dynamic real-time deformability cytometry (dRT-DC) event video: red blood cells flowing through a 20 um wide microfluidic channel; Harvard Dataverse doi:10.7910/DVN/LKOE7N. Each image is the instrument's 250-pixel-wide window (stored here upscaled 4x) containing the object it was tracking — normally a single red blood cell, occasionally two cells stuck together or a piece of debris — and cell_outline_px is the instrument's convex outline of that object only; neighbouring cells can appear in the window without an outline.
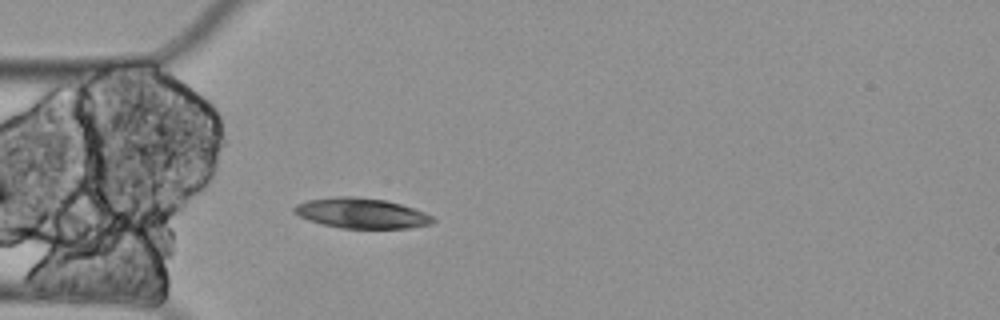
{"species": "Egyptian fruit bat (a non-hibernating species)", "species_latin": "Rousettus aegyptiacus", "temperature_condition": "cold", "stored_images_in_passage": 4, "camera_frame_rate_fps": 3000, "um_per_image_px": 0.085, "animal": {"sex": "female"}, "frame": {"image": 1, "passage_image": 4, "time_ms": 1.0, "image_size_px": [1000, 320], "cell_outline_px": [[436, 220], [432, 224], [412, 228], [340, 228], [308, 220], [292, 212], [292, 208], [296, 204], [308, 200], [336, 196], [352, 196], [384, 200], [400, 204], [424, 212], [432, 216]], "centroid_in_image_um": [30.72, 18.12], "position_along_channel_um": 54.3, "area_um2": 24.39}}